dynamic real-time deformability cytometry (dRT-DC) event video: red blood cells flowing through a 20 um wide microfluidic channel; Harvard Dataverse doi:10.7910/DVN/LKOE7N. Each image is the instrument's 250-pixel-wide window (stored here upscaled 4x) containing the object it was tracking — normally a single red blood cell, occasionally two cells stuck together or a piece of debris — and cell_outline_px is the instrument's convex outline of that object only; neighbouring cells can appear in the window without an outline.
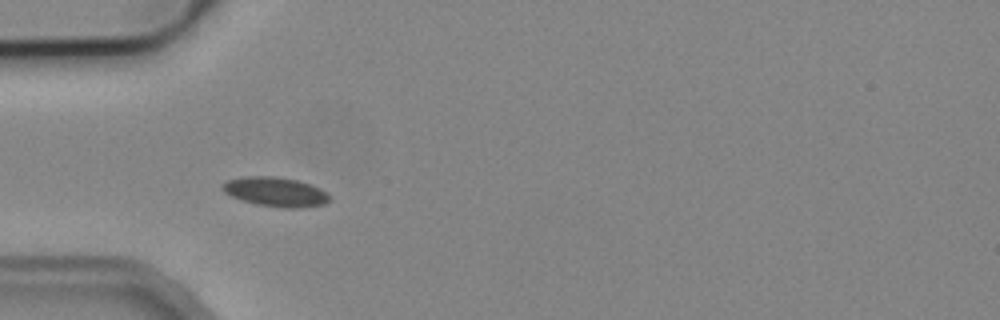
{"species": "common noctule bat (a hibernating species)", "species_latin": "Nyctalus noctula", "temperature_condition": "cold", "stored_images_in_passage": 9, "camera_frame_rate_fps": 3000, "um_per_image_px": 0.085, "animal": {"sex": "male", "body_mass_g": 19.2, "forearm_length_mm": 51.8}, "frame": {"image": 1, "passage_image": 3, "time_ms": 3.0, "image_size_px": [1000, 320], "cell_outline_px": [[328, 200], [324, 204], [296, 208], [284, 208], [256, 204], [232, 196], [224, 192], [220, 188], [220, 184], [228, 180], [244, 176], [276, 176], [296, 180], [320, 188], [328, 192]], "centroid_in_image_um": [23.38, 16.29], "position_along_channel_um": 61.6, "area_um2": 18.21}}
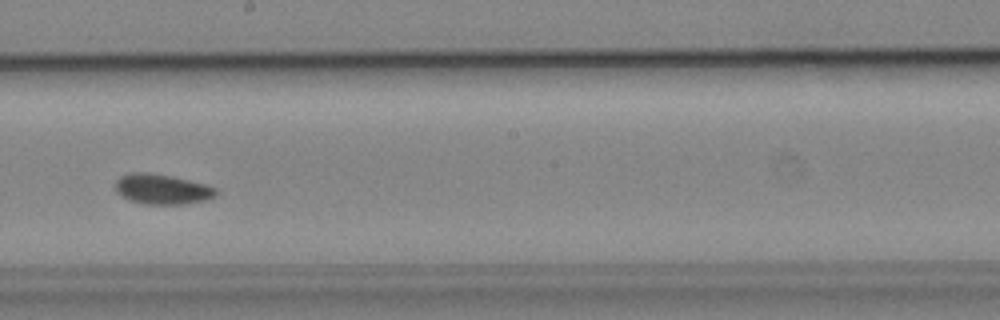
{"frame": {"image": 2, "passage_image": 7, "time_ms": 7.667, "image_size_px": [1000, 320], "cell_outline_px": [[216, 196], [208, 200], [184, 204], [144, 204], [128, 200], [116, 192], [116, 180], [120, 176], [132, 172], [148, 172], [172, 176], [204, 184], [216, 188]], "centroid_in_image_um": [13.76, 16.08], "position_along_channel_um": 234.4, "area_um2": 17.74}}
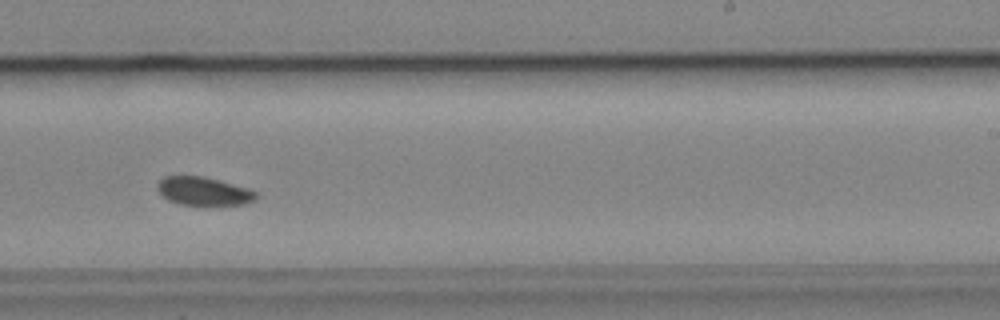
{"frame": {"image": 3, "passage_image": 8, "time_ms": 8.667, "image_size_px": [1000, 320], "cell_outline_px": [[256, 200], [244, 204], [208, 208], [180, 204], [168, 200], [160, 196], [156, 188], [156, 184], [164, 176], [204, 176], [248, 188], [256, 192]], "centroid_in_image_um": [17.29, 16.3], "position_along_channel_um": 271.7, "area_um2": 17.17}}